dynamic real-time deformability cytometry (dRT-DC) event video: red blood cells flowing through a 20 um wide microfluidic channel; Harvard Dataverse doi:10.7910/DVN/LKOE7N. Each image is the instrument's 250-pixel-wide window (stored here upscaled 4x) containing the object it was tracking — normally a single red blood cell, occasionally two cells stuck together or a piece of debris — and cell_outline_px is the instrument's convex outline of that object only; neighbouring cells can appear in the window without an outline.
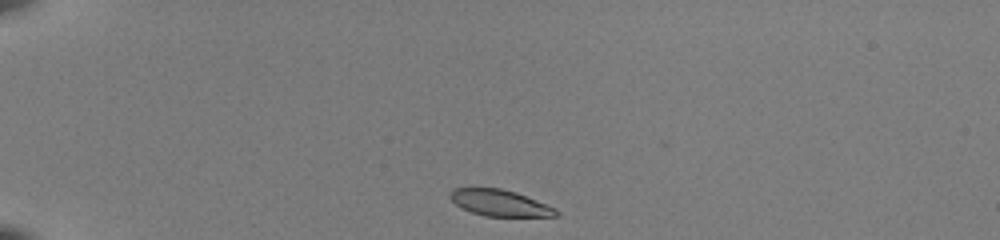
{"species": "common noctule bat (a hibernating species)", "species_latin": "Nyctalus noctula", "temperature_condition": "room temperature", "stored_images_in_passage": 39, "camera_frame_rate_fps": 3000, "um_per_image_px": 0.085, "animal": {"sex": "female", "body_mass_g": 22.0, "forearm_length_mm": 56.7}, "frame": {"image": 1, "passage_image": 1, "time_ms": 0.0, "image_size_px": [1000, 240], "cell_outline_px": [[560, 216], [484, 216], [472, 212], [456, 204], [452, 200], [452, 192], [456, 188], [500, 188], [516, 192], [556, 208], [560, 212]], "centroid_in_image_um": [42.56, 17.26], "position_along_channel_um": 42.4, "area_um2": 15.95}}
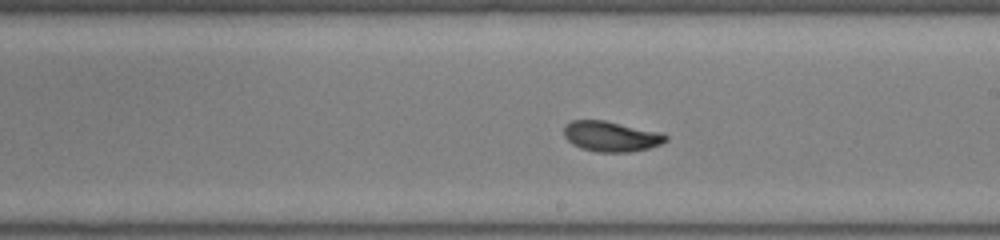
{"frame": {"image": 2, "passage_image": 20, "time_ms": 6.333, "image_size_px": [1000, 240], "cell_outline_px": [[668, 140], [660, 144], [648, 148], [628, 152], [596, 152], [580, 148], [572, 144], [564, 136], [564, 128], [572, 120], [604, 120], [660, 132], [668, 136]], "centroid_in_image_um": [51.93, 11.6], "position_along_channel_um": 237.1, "area_um2": 17.92}}
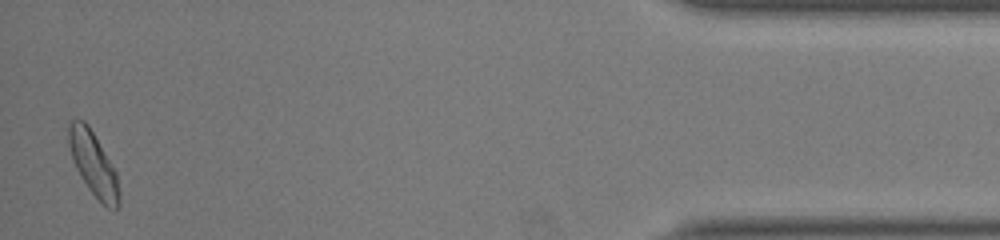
{"frame": {"image": 3, "passage_image": 39, "time_ms": 12.667, "image_size_px": [1000, 240], "cell_outline_px": [[120, 204], [116, 212], [108, 208], [88, 188], [80, 176], [72, 160], [68, 144], [68, 124], [72, 120], [84, 120], [88, 124], [112, 164], [116, 172], [120, 192]], "centroid_in_image_um": [7.94, 13.95], "position_along_channel_um": 427.3, "area_um2": 18.84}, "authors_computed_cell_mechanics": {"area_um2": 17.9758, "velocity_mm_per_s": 3.9735, "shape_relaxation_time_tau1_ms": 2.6617, "shape_relaxation_time_tau2_ms": 1.3701, "deformation_change_tau1": 0.1433, "deformation_change_tau2": 0.0583}}